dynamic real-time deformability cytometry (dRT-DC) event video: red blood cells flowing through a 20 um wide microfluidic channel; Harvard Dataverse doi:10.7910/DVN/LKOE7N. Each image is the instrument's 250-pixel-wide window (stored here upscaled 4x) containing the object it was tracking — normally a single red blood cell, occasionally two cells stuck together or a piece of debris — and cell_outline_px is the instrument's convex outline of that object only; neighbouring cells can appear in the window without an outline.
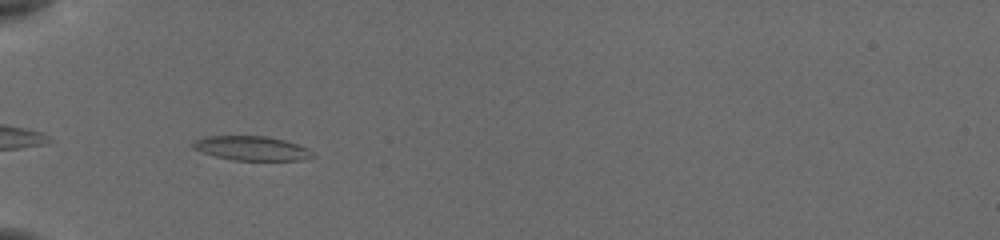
{"species": "common noctule bat (a hibernating species)", "species_latin": "Nyctalus noctula", "temperature_condition": "cold", "stored_images_in_passage": 37, "camera_frame_rate_fps": 3000, "um_per_image_px": 0.085, "animal": {"sex": "female", "body_mass_g": 19.5, "forearm_length_mm": 54.1}, "frame": {"image": 1, "passage_image": 2, "time_ms": 0.333, "image_size_px": [1000, 240], "cell_outline_px": [[316, 156], [300, 160], [232, 160], [200, 152], [192, 148], [192, 144], [196, 140], [204, 136], [264, 136], [284, 140], [308, 148]], "centroid_in_image_um": [21.37, 12.6], "position_along_channel_um": 63.6, "area_um2": 16.88}}
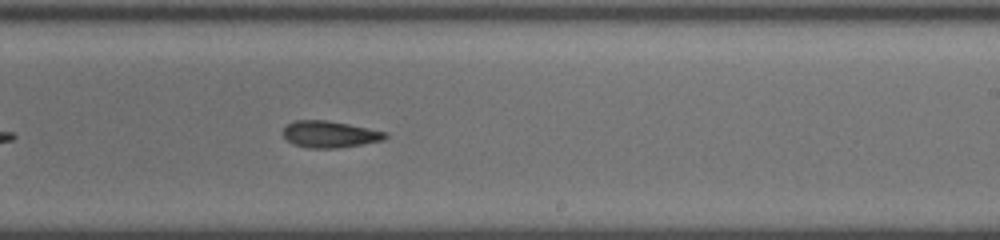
{"frame": {"image": 2, "passage_image": 18, "time_ms": 5.667, "image_size_px": [1000, 240], "cell_outline_px": [[388, 136], [384, 140], [336, 148], [308, 148], [292, 144], [284, 136], [284, 128], [288, 124], [296, 120], [328, 120], [388, 132]], "centroid_in_image_um": [28.04, 11.41], "position_along_channel_um": 261.0, "area_um2": 15.78}}
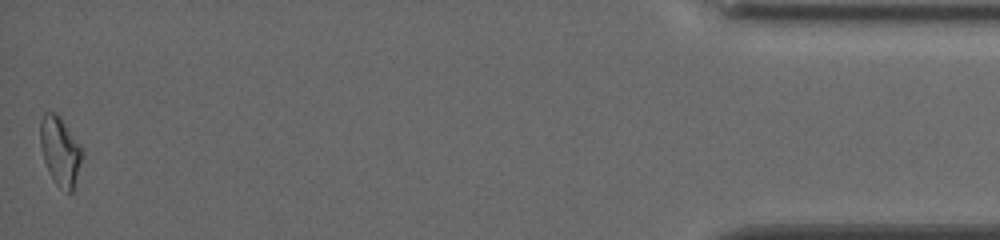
{"frame": {"image": 3, "passage_image": 37, "time_ms": 12.0, "image_size_px": [1000, 240], "cell_outline_px": [[80, 160], [72, 192], [68, 192], [60, 188], [56, 184], [44, 160], [40, 144], [40, 120], [44, 112], [56, 112], [80, 148]], "centroid_in_image_um": [5.04, 12.82], "position_along_channel_um": 430.2, "area_um2": 15.78}, "authors_computed_cell_mechanics": {"area_um2": 15.895, "velocity_mm_per_s": 3.8762, "shape_relaxation_time_tau1_ms": null, "shape_relaxation_time_tau2_ms": 5.791, "deformation_change_tau1": null, "deformation_change_tau2": 0.1489}}